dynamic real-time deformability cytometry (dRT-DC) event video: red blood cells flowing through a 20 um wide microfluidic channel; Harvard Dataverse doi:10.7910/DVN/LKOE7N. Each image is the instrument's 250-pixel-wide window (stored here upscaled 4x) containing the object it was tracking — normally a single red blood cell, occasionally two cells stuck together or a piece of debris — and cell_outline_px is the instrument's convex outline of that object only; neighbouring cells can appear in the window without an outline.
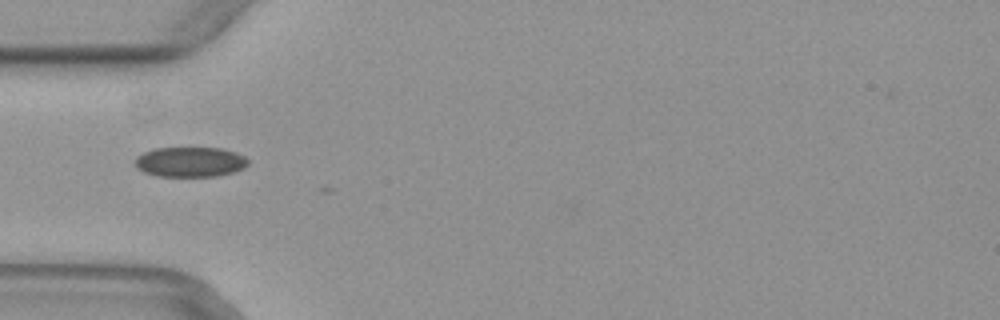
{"species": "common noctule bat (a hibernating species)", "species_latin": "Nyctalus noctula", "temperature_condition": "warm", "stored_images_in_passage": 9, "camera_frame_rate_fps": 3000, "um_per_image_px": 0.085, "animal": {"sex": "female", "body_mass_g": 29.2, "forearm_length_mm": 56.3}, "frame": {"image": 1, "passage_image": 6, "time_ms": 1.667, "image_size_px": [1000, 320], "cell_outline_px": [[248, 164], [244, 168], [232, 172], [216, 176], [156, 176], [144, 172], [136, 168], [136, 156], [144, 152], [156, 148], [220, 148], [236, 152], [244, 156], [248, 160]], "centroid_in_image_um": [16.16, 13.76], "position_along_channel_um": 68.8, "area_um2": 19.71}}